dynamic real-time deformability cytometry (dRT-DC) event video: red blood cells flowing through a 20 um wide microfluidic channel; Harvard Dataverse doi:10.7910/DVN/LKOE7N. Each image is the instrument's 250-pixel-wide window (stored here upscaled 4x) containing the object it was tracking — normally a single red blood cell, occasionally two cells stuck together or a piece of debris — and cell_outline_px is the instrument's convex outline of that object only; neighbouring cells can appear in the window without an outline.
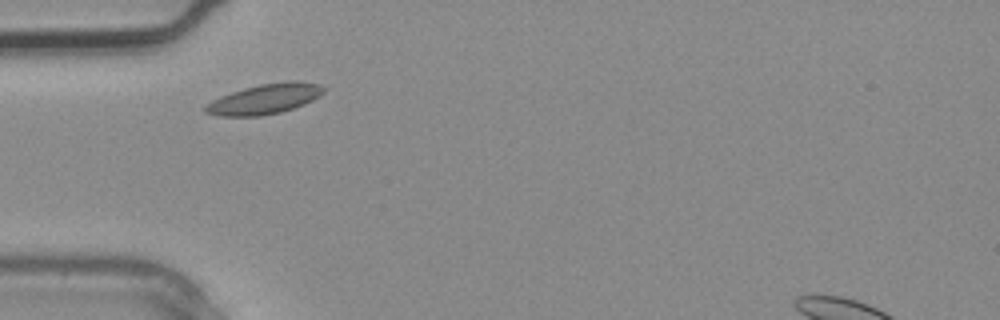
{"species": "common noctule bat (a hibernating species)", "species_latin": "Nyctalus noctula", "temperature_condition": "warm", "stored_images_in_passage": 3, "camera_frame_rate_fps": 3000, "um_per_image_px": 0.085, "animal": {"sex": "male", "body_mass_g": 20.4}, "frame": {"image": 1, "passage_image": 3, "time_ms": 0.667, "image_size_px": [1000, 320], "cell_outline_px": [[328, 88], [324, 92], [312, 100], [304, 104], [280, 112], [260, 116], [220, 116], [204, 112], [204, 108], [212, 100], [232, 92], [244, 88], [260, 84], [292, 80], [296, 80], [316, 84]], "centroid_in_image_um": [22.52, 8.41], "position_along_channel_um": 62.5, "area_um2": 20.52}}